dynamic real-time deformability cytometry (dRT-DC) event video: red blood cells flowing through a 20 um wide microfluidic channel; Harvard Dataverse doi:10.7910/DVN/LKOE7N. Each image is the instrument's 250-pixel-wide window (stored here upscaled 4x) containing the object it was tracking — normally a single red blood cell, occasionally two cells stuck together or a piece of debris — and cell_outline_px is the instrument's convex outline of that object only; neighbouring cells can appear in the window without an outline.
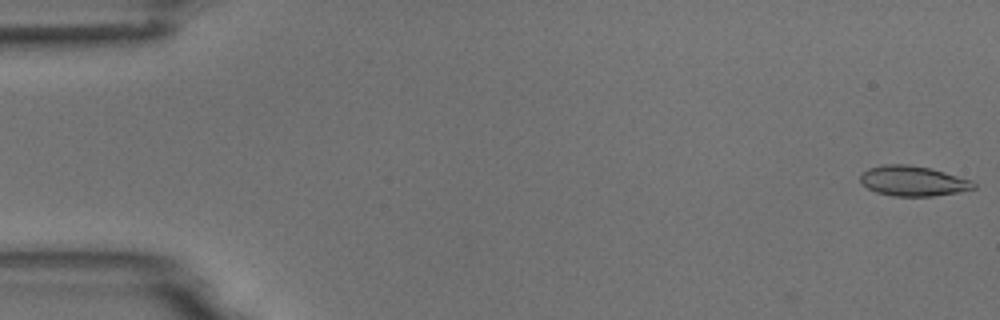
{"species": "common noctule bat (a hibernating species)", "species_latin": "Nyctalus noctula", "temperature_condition": "room temperature", "stored_images_in_passage": 6, "camera_frame_rate_fps": 3000, "um_per_image_px": 0.085, "animal": {"sex": "male", "body_mass_g": 18.8}, "frame": {"image": 1, "passage_image": 1, "time_ms": 0.0, "image_size_px": [1000, 320], "cell_outline_px": [[976, 188], [956, 192], [932, 196], [892, 196], [876, 192], [868, 188], [860, 180], [860, 172], [868, 168], [884, 164], [908, 164], [928, 168], [944, 172], [972, 180], [976, 184]], "centroid_in_image_um": [77.58, 15.38], "position_along_channel_um": 7.4, "area_um2": 19.83}}
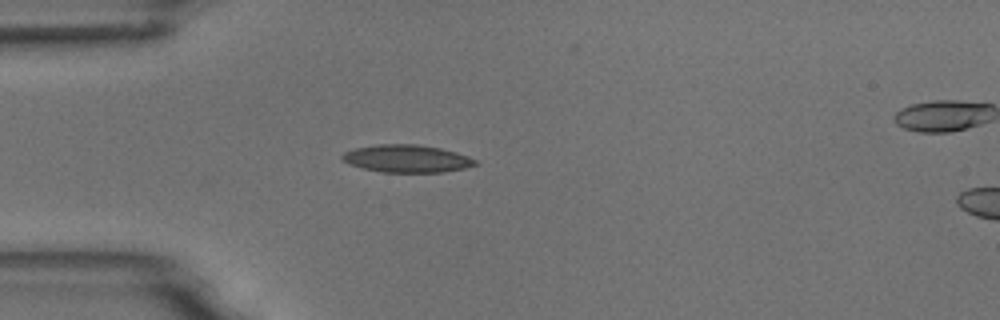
{"frame": {"image": 2, "passage_image": 5, "time_ms": 4.667, "image_size_px": [1000, 320], "cell_outline_px": [[480, 164], [464, 168], [440, 172], [380, 172], [364, 168], [340, 160], [340, 156], [344, 152], [356, 148], [380, 144], [416, 144], [440, 148], [456, 152], [468, 156], [476, 160]], "centroid_in_image_um": [34.59, 13.48], "position_along_channel_um": 50.4, "area_um2": 21.27}}